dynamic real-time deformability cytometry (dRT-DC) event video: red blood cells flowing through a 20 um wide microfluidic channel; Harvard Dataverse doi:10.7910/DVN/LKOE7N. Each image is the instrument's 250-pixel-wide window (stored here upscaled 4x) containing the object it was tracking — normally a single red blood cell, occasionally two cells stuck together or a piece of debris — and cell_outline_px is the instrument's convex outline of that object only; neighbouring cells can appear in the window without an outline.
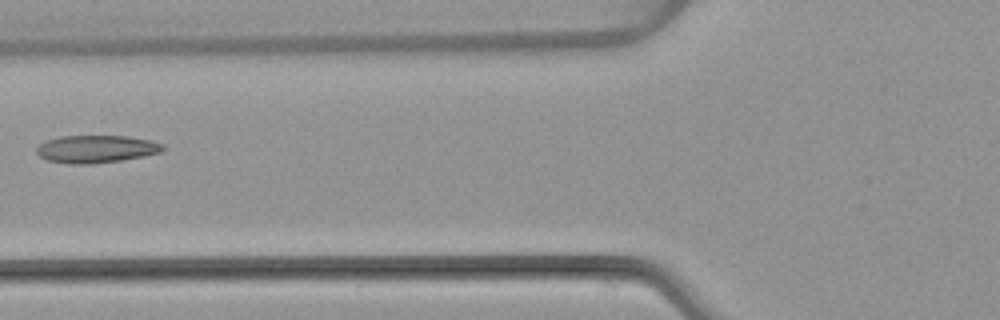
{"species": "common noctule bat (a hibernating species)", "species_latin": "Nyctalus noctula", "temperature_condition": "warm", "stored_images_in_passage": 6, "camera_frame_rate_fps": 3000, "um_per_image_px": 0.085, "animal": {"sex": "female", "body_mass_g": 22.7, "forearm_length_mm": 54.2}, "frame": {"image": 1, "passage_image": 6, "time_ms": 6.0, "image_size_px": [1000, 320], "cell_outline_px": [[164, 148], [160, 152], [144, 156], [120, 160], [92, 164], [72, 164], [48, 160], [40, 156], [36, 152], [36, 148], [40, 144], [48, 140], [60, 136], [128, 136], [148, 140], [164, 144]], "centroid_in_image_um": [8.17, 12.66], "position_along_channel_um": 117.6, "area_um2": 20.11}}